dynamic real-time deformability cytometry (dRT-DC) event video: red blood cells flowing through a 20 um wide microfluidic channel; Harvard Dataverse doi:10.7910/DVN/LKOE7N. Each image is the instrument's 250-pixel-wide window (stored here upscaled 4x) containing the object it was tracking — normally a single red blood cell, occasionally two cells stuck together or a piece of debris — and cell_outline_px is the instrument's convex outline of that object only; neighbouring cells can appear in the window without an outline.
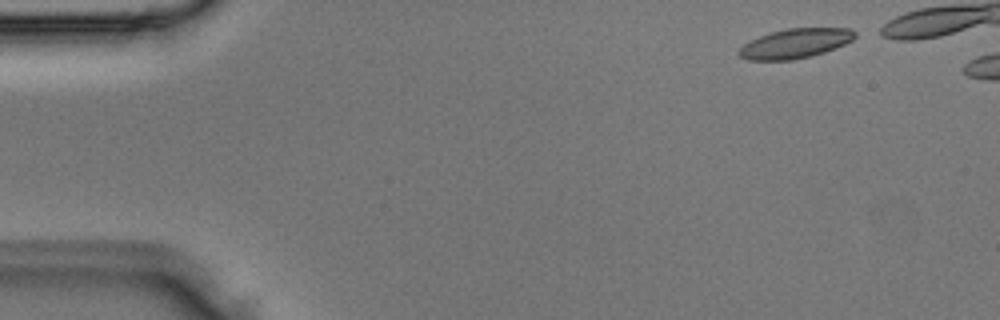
{"species": "Egyptian fruit bat (a non-hibernating species)", "species_latin": "Rousettus aegyptiacus", "temperature_condition": "room temperature", "stored_images_in_passage": 4, "segment_of_instrument_passage": [2, 2], "camera_frame_rate_fps": 3000, "um_per_image_px": 0.085, "animal": {"sex": "male"}, "frame": {"image": 1, "passage_image": 4, "time_ms": 1.0, "image_size_px": [1000, 320], "cell_outline_px": [[856, 36], [852, 40], [844, 44], [824, 52], [812, 56], [792, 60], [748, 60], [740, 56], [736, 52], [744, 44], [760, 36], [772, 32], [788, 28], [852, 28], [856, 32]], "centroid_in_image_um": [67.6, 3.69], "position_along_channel_um": 17.4, "area_um2": 19.88}}